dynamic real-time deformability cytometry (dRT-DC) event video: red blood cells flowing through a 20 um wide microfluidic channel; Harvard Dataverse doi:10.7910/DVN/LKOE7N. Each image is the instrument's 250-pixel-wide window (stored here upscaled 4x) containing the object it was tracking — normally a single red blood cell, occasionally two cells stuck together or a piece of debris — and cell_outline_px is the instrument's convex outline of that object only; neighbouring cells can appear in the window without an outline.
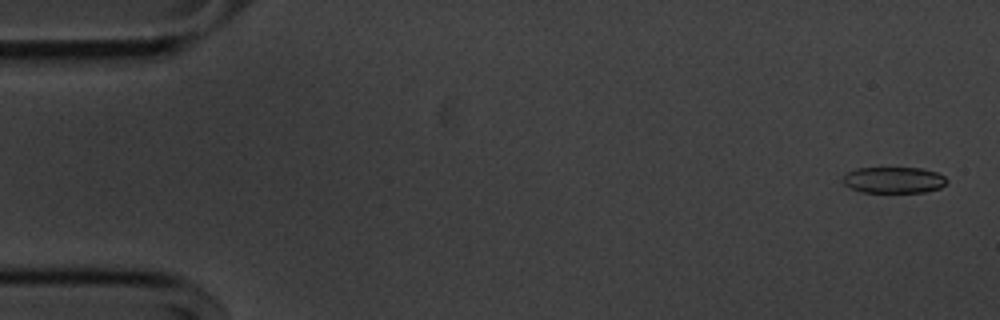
{"species": "common noctule bat (a hibernating species)", "species_latin": "Nyctalus noctula", "temperature_condition": "cold", "stored_images_in_passage": 55, "camera_frame_rate_fps": 3000, "um_per_image_px": 0.085, "animal": {"sex": "male", "body_mass_g": 20.1, "forearm_length_mm": 53.5}, "frame": {"image": 1, "passage_image": 2, "time_ms": 0.333, "image_size_px": [1000, 320], "cell_outline_px": [[948, 180], [940, 188], [924, 192], [864, 192], [852, 188], [844, 184], [844, 176], [848, 172], [856, 168], [920, 168], [936, 172], [944, 176]], "centroid_in_image_um": [75.99, 15.3], "position_along_channel_um": 9.0, "area_um2": 15.66}}
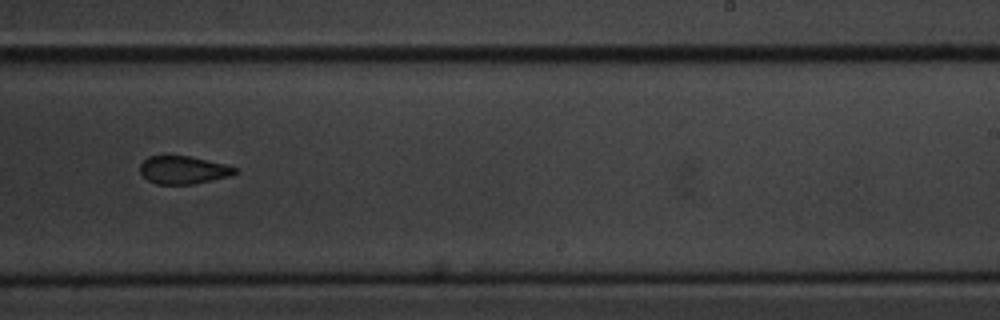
{"frame": {"image": 2, "passage_image": 34, "time_ms": 11.0, "image_size_px": [1000, 320], "cell_outline_px": [[236, 172], [228, 176], [192, 184], [156, 184], [148, 180], [140, 172], [140, 164], [148, 156], [164, 152], [188, 156], [224, 164], [236, 168]], "centroid_in_image_um": [15.47, 14.4], "position_along_channel_um": 273.5, "area_um2": 15.66}}
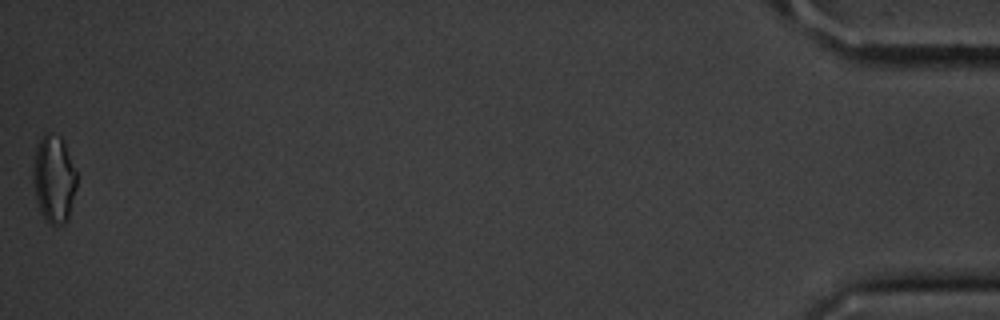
{"frame": {"image": 3, "passage_image": 55, "time_ms": 18.0, "image_size_px": [1000, 320], "cell_outline_px": [[76, 188], [68, 220], [64, 224], [48, 224], [40, 212], [36, 200], [32, 180], [32, 168], [36, 148], [44, 132], [48, 132], [60, 136], [64, 140], [76, 172]], "centroid_in_image_um": [4.57, 15.21], "position_along_channel_um": 430.6, "area_um2": 22.54}, "authors_computed_cell_mechanics": {"area_um2": 17.1088, "velocity_mm_per_s": 3.6247, "shape_relaxation_time_tau1_ms": 4.1706, "shape_relaxation_time_tau2_ms": 4.6074, "deformation_change_tau1": 0.0803, "deformation_change_tau2": 0.0959}}